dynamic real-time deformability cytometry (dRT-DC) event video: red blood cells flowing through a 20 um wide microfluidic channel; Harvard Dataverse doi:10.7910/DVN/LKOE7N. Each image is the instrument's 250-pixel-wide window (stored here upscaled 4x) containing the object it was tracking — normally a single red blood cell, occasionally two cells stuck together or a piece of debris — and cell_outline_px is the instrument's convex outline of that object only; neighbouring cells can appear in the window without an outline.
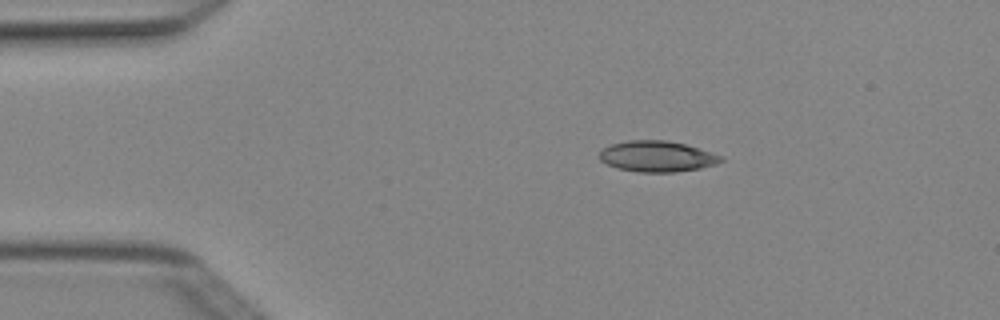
{"species": "Egyptian fruit bat (a non-hibernating species)", "species_latin": "Rousettus aegyptiacus", "temperature_condition": "cold", "stored_images_in_passage": 2, "camera_frame_rate_fps": 3000, "um_per_image_px": 0.085, "animal": {"sex": "female"}, "frame": {"image": 1, "passage_image": 1, "time_ms": 0.0, "image_size_px": [1000, 320], "cell_outline_px": [[724, 160], [716, 164], [700, 168], [676, 172], [636, 172], [620, 168], [608, 164], [600, 160], [600, 152], [604, 148], [612, 144], [628, 140], [668, 140], [684, 144], [724, 156]], "centroid_in_image_um": [55.88, 13.29], "position_along_channel_um": 29.1, "area_um2": 21.73}}